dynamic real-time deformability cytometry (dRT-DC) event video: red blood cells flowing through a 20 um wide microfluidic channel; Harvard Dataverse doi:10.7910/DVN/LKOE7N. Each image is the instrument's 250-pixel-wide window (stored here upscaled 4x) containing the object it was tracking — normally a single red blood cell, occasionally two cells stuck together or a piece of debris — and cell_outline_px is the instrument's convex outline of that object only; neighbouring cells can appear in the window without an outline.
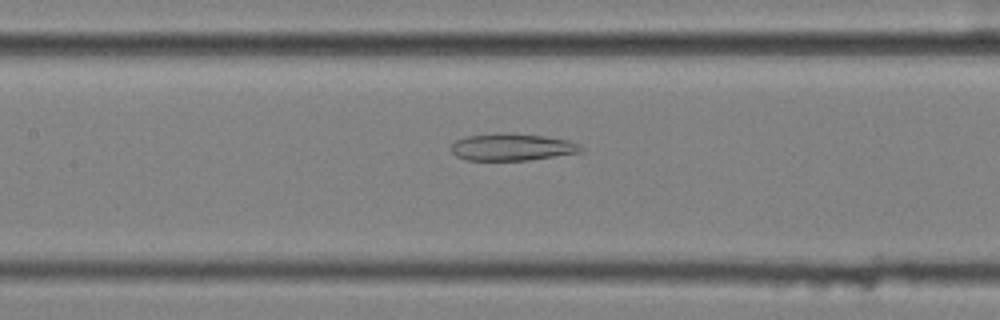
{"species": "common noctule bat (a hibernating species)", "species_latin": "Nyctalus noctula", "temperature_condition": "cold", "stored_images_in_passage": 57, "camera_frame_rate_fps": 3000, "um_per_image_px": 0.085, "animal": {"sex": "female", "body_mass_g": 25.1}, "frame": {"image": 1, "passage_image": 27, "time_ms": 8.667, "image_size_px": [1000, 320], "cell_outline_px": [[584, 148], [580, 152], [528, 160], [468, 160], [456, 156], [448, 148], [456, 140], [464, 136], [496, 132], [544, 136], [568, 140], [580, 144]], "centroid_in_image_um": [43.47, 12.49], "position_along_channel_um": 163.9, "area_um2": 20.58}}
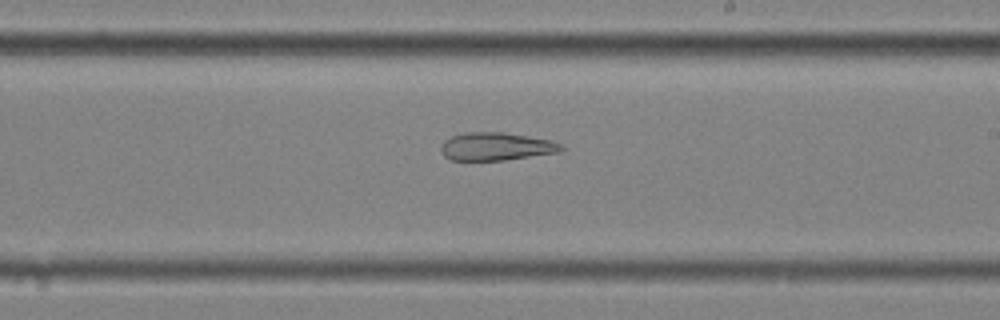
{"frame": {"image": 2, "passage_image": 34, "time_ms": 11.0, "image_size_px": [1000, 320], "cell_outline_px": [[564, 148], [560, 152], [504, 160], [452, 160], [444, 156], [440, 152], [440, 144], [444, 140], [452, 136], [468, 132], [504, 132], [552, 140], [560, 144]], "centroid_in_image_um": [42.15, 12.45], "position_along_channel_um": 246.9, "area_um2": 19.65}}
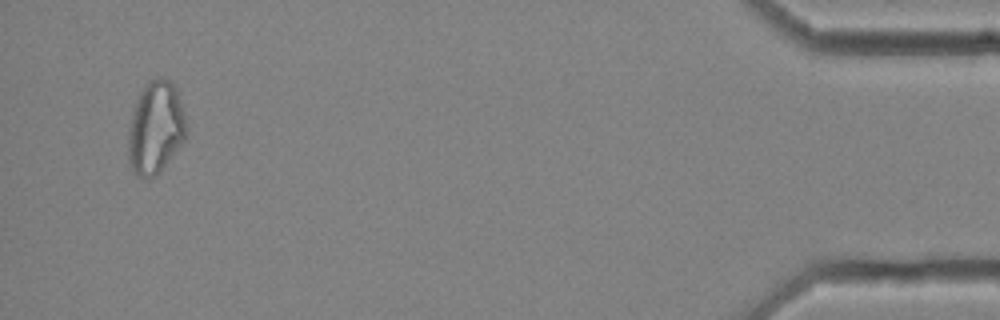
{"frame": {"image": 3, "passage_image": 55, "time_ms": 18.0, "image_size_px": [1000, 320], "cell_outline_px": [[188, 132], [184, 140], [160, 172], [156, 176], [148, 180], [144, 180], [136, 176], [128, 160], [128, 132], [132, 112], [136, 100], [140, 92], [148, 80], [160, 76], [168, 80], [176, 88], [184, 112], [188, 128]], "centroid_in_image_um": [13.22, 10.88], "position_along_channel_um": 422.0, "area_um2": 31.79}, "authors_computed_cell_mechanics": {"area_um2": 27.9174, "velocity_mm_per_s": 3.5656, "shape_relaxation_time_tau1_ms": null, "shape_relaxation_time_tau2_ms": 5.4156, "deformation_change_tau1": null, "deformation_change_tau2": 0.1555}}